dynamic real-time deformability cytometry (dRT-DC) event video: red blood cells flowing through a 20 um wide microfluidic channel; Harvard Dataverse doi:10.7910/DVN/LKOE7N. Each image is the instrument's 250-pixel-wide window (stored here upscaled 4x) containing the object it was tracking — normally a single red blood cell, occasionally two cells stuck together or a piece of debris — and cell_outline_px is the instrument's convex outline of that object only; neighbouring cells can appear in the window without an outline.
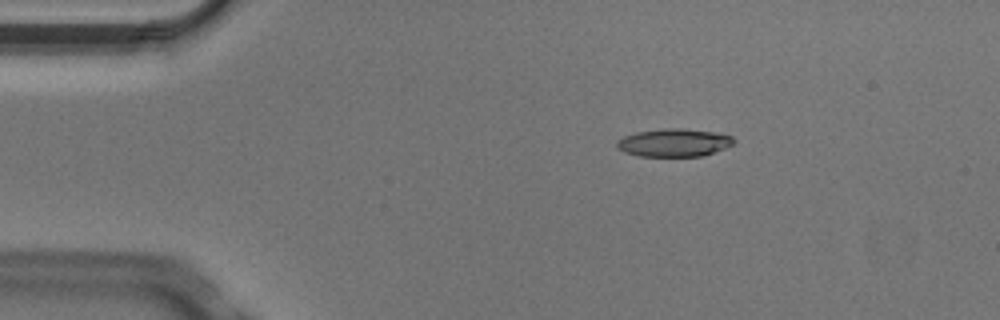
{"species": "Egyptian fruit bat (a non-hibernating species)", "species_latin": "Rousettus aegyptiacus", "temperature_condition": "cold", "stored_images_in_passage": 7, "camera_frame_rate_fps": 3000, "um_per_image_px": 0.085, "animal": {"sex": "male"}, "frame": {"image": 1, "passage_image": 3, "time_ms": 0.667, "image_size_px": [1000, 320], "cell_outline_px": [[736, 140], [732, 144], [724, 148], [704, 156], [640, 156], [624, 152], [616, 148], [616, 140], [624, 136], [636, 132], [668, 128], [680, 128], [712, 132], [732, 136]], "centroid_in_image_um": [57.25, 12.13], "position_along_channel_um": 27.7, "area_um2": 18.96}}